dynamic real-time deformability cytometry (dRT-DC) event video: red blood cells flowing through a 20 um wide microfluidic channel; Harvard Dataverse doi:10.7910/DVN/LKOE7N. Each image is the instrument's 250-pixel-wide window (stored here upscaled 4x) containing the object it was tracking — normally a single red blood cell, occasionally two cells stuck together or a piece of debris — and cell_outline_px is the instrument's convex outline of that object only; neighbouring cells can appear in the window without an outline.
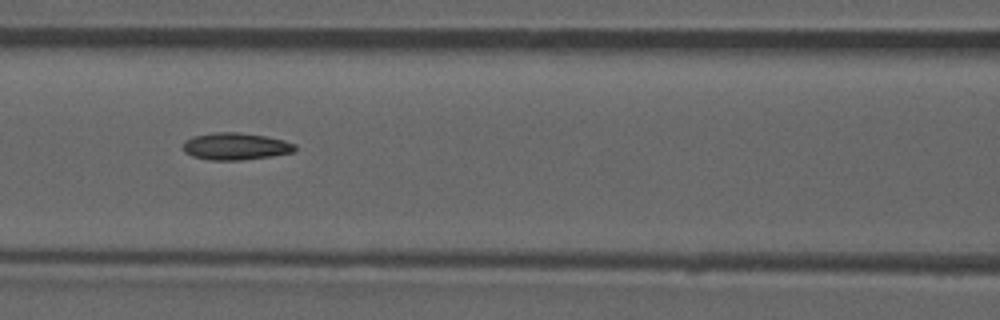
{"species": "common noctule bat (a hibernating species)", "species_latin": "Nyctalus noctula", "temperature_condition": "room temperature", "stored_images_in_passage": 53, "camera_frame_rate_fps": 3000, "um_per_image_px": 0.085, "animal": {"sex": "male", "forearm_length_mm": 52.5}, "frame": {"image": 1, "passage_image": 23, "time_ms": 7.333, "image_size_px": [1000, 320], "cell_outline_px": [[296, 148], [292, 152], [272, 156], [240, 160], [208, 160], [192, 156], [184, 152], [184, 140], [192, 136], [216, 132], [236, 132], [264, 136], [284, 140], [296, 144]], "centroid_in_image_um": [20.0, 12.44], "position_along_channel_um": 146.6, "area_um2": 17.63}}